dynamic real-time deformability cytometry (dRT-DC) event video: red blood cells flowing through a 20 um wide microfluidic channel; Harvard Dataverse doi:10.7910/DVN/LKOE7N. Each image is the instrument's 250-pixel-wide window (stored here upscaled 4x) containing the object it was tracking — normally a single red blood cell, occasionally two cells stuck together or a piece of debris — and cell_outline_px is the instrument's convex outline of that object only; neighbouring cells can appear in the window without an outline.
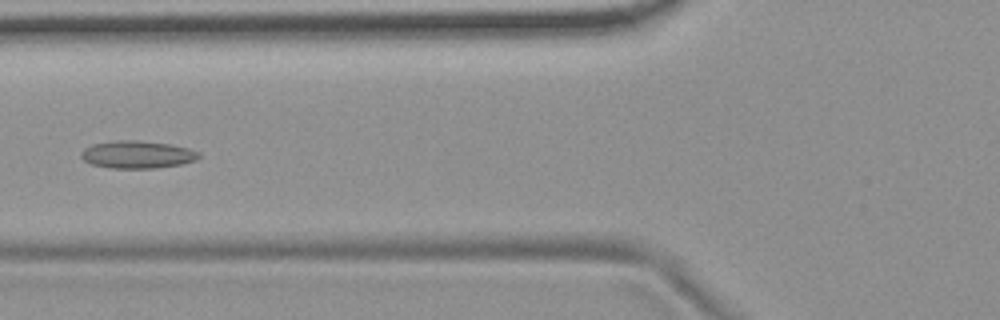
{"species": "common noctule bat (a hibernating species)", "species_latin": "Nyctalus noctula", "temperature_condition": "room temperature", "stored_images_in_passage": 6, "camera_frame_rate_fps": 3000, "um_per_image_px": 0.085, "animal": {"sex": "female", "body_mass_g": 19.9}, "frame": {"image": 1, "passage_image": 6, "time_ms": 5.667, "image_size_px": [1000, 320], "cell_outline_px": [[200, 156], [196, 160], [180, 164], [156, 168], [112, 168], [92, 164], [84, 160], [80, 156], [80, 152], [84, 148], [92, 144], [116, 140], [136, 140], [172, 144], [188, 148], [200, 152]], "centroid_in_image_um": [11.67, 13.13], "position_along_channel_um": 114.1, "area_um2": 18.96}}